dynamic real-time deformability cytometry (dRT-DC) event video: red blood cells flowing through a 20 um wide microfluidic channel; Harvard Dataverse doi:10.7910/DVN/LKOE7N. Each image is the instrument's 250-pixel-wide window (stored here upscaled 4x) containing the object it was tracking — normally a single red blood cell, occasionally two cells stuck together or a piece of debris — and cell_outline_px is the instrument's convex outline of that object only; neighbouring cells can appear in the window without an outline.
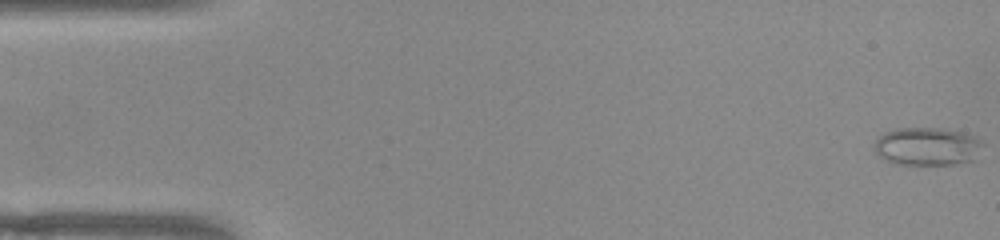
{"species": "common noctule bat (a hibernating species)", "species_latin": "Nyctalus noctula", "temperature_condition": "warm", "stored_images_in_passage": 52, "camera_frame_rate_fps": 3000, "um_per_image_px": 0.085, "animal": {"sex": "female", "body_mass_g": 22.0, "forearm_length_mm": 56.7}, "frame": {"image": 1, "passage_image": 1, "time_ms": 0.0, "image_size_px": [1000, 240], "cell_outline_px": [[984, 144], [976, 160], [956, 164], [896, 164], [884, 160], [876, 152], [876, 140], [884, 132], [900, 128], [944, 128], [976, 136]], "centroid_in_image_um": [78.87, 12.45], "position_along_channel_um": 6.1, "area_um2": 24.16}}
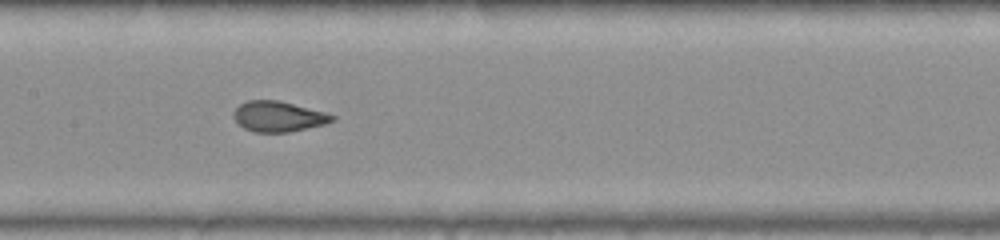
{"frame": {"image": 2, "passage_image": 25, "time_ms": 8.0, "image_size_px": [1000, 240], "cell_outline_px": [[336, 120], [324, 124], [288, 132], [252, 132], [244, 128], [232, 116], [232, 112], [240, 104], [248, 100], [280, 100], [324, 112], [336, 116]], "centroid_in_image_um": [23.65, 9.89], "position_along_channel_um": 183.8, "area_um2": 17.46}}
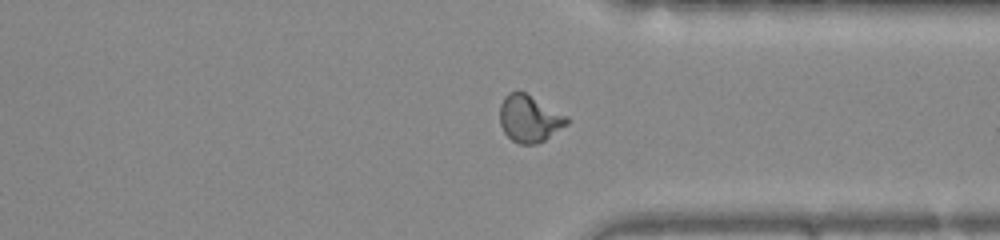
{"frame": {"image": 3, "passage_image": 39, "time_ms": 12.667, "image_size_px": [1000, 240], "cell_outline_px": [[568, 124], [544, 140], [536, 144], [520, 144], [512, 140], [504, 132], [500, 124], [500, 104], [504, 96], [508, 92], [524, 92], [568, 116]], "centroid_in_image_um": [44.98, 10.08], "position_along_channel_um": 366.4, "area_um2": 18.21}, "authors_computed_cell_mechanics": {"area_um2": 18.4093, "velocity_mm_per_s": 3.9436, "shape_relaxation_time_tau1_ms": 10.4006, "shape_relaxation_time_tau2_ms": null, "deformation_change_tau1": 0.2326, "deformation_change_tau2": null}}